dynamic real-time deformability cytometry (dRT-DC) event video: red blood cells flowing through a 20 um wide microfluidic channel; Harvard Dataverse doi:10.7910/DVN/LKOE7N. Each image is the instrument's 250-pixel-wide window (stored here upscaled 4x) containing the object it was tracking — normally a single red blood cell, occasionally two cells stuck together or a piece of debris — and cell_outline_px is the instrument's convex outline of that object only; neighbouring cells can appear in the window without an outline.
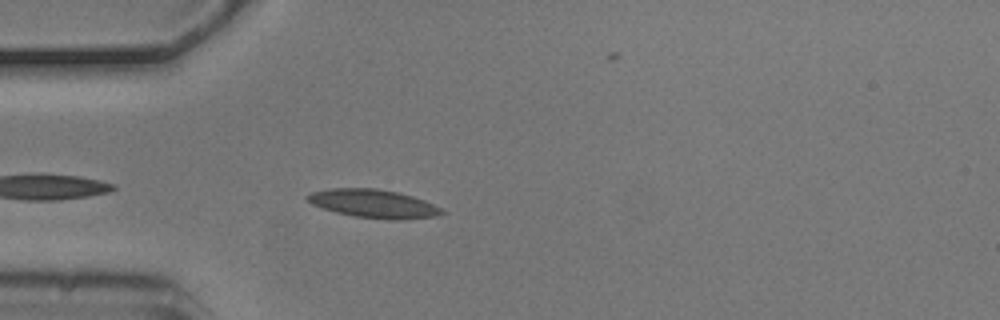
{"species": "common noctule bat (a hibernating species)", "species_latin": "Nyctalus noctula", "temperature_condition": "cold", "stored_images_in_passage": 5, "camera_frame_rate_fps": 3000, "um_per_image_px": 0.085, "animal": {"sex": "male", "body_mass_g": 20.5, "forearm_length_mm": 52.5}, "frame": {"image": 1, "passage_image": 5, "time_ms": 1.333, "image_size_px": [1000, 320], "cell_outline_px": [[444, 212], [436, 216], [404, 220], [392, 220], [352, 216], [336, 212], [312, 204], [304, 196], [312, 192], [328, 188], [376, 188], [396, 192], [412, 196], [424, 200], [440, 208]], "centroid_in_image_um": [31.73, 17.31], "position_along_channel_um": 53.3, "area_um2": 22.14}}